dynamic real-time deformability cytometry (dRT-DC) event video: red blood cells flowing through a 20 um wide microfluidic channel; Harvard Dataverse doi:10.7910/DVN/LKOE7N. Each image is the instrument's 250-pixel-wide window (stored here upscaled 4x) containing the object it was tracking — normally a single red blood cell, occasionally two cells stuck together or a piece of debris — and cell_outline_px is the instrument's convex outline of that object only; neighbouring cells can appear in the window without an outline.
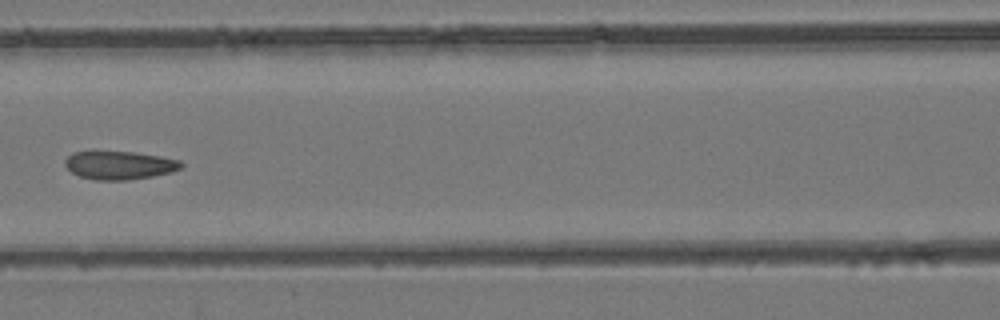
{"species": "common noctule bat (a hibernating species)", "species_latin": "Nyctalus noctula", "temperature_condition": "room temperature", "stored_images_in_passage": 8, "camera_frame_rate_fps": 3000, "um_per_image_px": 0.085, "animal": {"sex": "female", "body_mass_g": 24.6, "forearm_length_mm": 56.2}, "frame": {"image": 1, "passage_image": 8, "time_ms": 2.333, "image_size_px": [1000, 320], "cell_outline_px": [[184, 164], [180, 168], [172, 172], [152, 176], [128, 180], [96, 180], [80, 176], [72, 172], [64, 164], [64, 160], [72, 152], [136, 152], [160, 156], [180, 160]], "centroid_in_image_um": [10.17, 14.04], "position_along_channel_um": 156.4, "area_um2": 19.07}}